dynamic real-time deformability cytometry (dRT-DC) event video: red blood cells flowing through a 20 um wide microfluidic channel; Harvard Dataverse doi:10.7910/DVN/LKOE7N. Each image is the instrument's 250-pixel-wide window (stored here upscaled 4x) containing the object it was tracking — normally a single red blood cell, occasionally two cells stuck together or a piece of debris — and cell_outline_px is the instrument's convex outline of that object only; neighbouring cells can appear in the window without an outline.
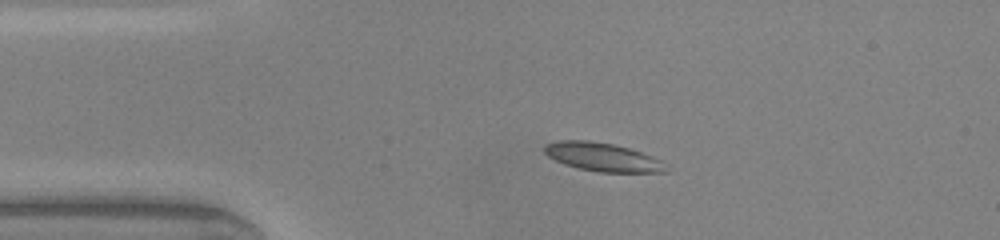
{"species": "common noctule bat (a hibernating species)", "species_latin": "Nyctalus noctula", "temperature_condition": "warm", "stored_images_in_passage": 47, "camera_frame_rate_fps": 3000, "um_per_image_px": 0.085, "animal": {"sex": "male", "body_mass_g": 20.0, "forearm_length_mm": 53.3}, "frame": {"image": 1, "passage_image": 9, "time_ms": 2.667, "image_size_px": [1000, 240], "cell_outline_px": [[668, 172], [600, 172], [580, 168], [564, 164], [548, 156], [544, 152], [544, 144], [556, 140], [588, 140], [612, 144], [628, 148], [652, 156], [660, 160]], "centroid_in_image_um": [51.16, 13.34], "position_along_channel_um": 33.8, "area_um2": 19.94}}
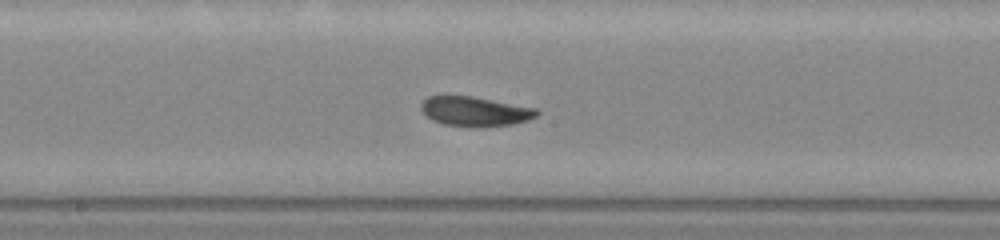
{"frame": {"image": 2, "passage_image": 24, "time_ms": 7.667, "image_size_px": [1000, 240], "cell_outline_px": [[540, 112], [536, 116], [528, 120], [512, 124], [444, 124], [432, 120], [420, 108], [420, 104], [428, 96], [472, 96], [536, 108]], "centroid_in_image_um": [40.37, 9.41], "position_along_channel_um": 207.8, "area_um2": 18.96}}
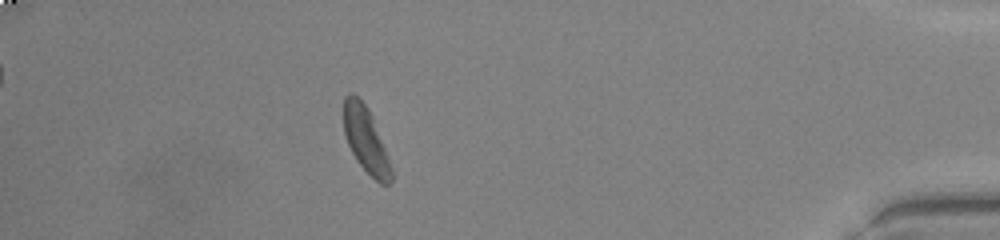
{"frame": {"image": 3, "passage_image": 42, "time_ms": 13.667, "image_size_px": [1000, 240], "cell_outline_px": [[392, 180], [388, 184], [380, 184], [356, 160], [348, 144], [344, 132], [344, 96], [348, 92], [352, 92], [368, 108], [372, 116], [392, 168]], "centroid_in_image_um": [31.08, 11.87], "position_along_channel_um": 404.1, "area_um2": 17.8}, "authors_computed_cell_mechanics": {"area_um2": 19.3052, "velocity_mm_per_s": 4.1562, "shape_relaxation_time_tau1_ms": 4.0078, "shape_relaxation_time_tau2_ms": 3.174, "deformation_change_tau1": 0.1229, "deformation_change_tau2": 0.1146}}